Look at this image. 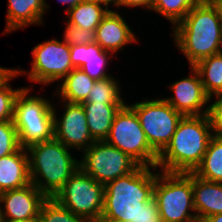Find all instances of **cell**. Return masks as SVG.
Here are the masks:
<instances>
[{
    "label": "cell",
    "instance_id": "d590c367",
    "mask_svg": "<svg viewBox=\"0 0 222 222\" xmlns=\"http://www.w3.org/2000/svg\"><path fill=\"white\" fill-rule=\"evenodd\" d=\"M0 222H38V220H10V219H0Z\"/></svg>",
    "mask_w": 222,
    "mask_h": 222
},
{
    "label": "cell",
    "instance_id": "277c9868",
    "mask_svg": "<svg viewBox=\"0 0 222 222\" xmlns=\"http://www.w3.org/2000/svg\"><path fill=\"white\" fill-rule=\"evenodd\" d=\"M68 149L55 138L26 148L31 155H28L30 181L47 198H53L79 168V161Z\"/></svg>",
    "mask_w": 222,
    "mask_h": 222
},
{
    "label": "cell",
    "instance_id": "f1b7e54d",
    "mask_svg": "<svg viewBox=\"0 0 222 222\" xmlns=\"http://www.w3.org/2000/svg\"><path fill=\"white\" fill-rule=\"evenodd\" d=\"M21 148L13 120L0 121V158Z\"/></svg>",
    "mask_w": 222,
    "mask_h": 222
},
{
    "label": "cell",
    "instance_id": "7a4b0ae2",
    "mask_svg": "<svg viewBox=\"0 0 222 222\" xmlns=\"http://www.w3.org/2000/svg\"><path fill=\"white\" fill-rule=\"evenodd\" d=\"M173 37L190 66L222 52V9L218 1L203 0L175 25Z\"/></svg>",
    "mask_w": 222,
    "mask_h": 222
},
{
    "label": "cell",
    "instance_id": "f546056e",
    "mask_svg": "<svg viewBox=\"0 0 222 222\" xmlns=\"http://www.w3.org/2000/svg\"><path fill=\"white\" fill-rule=\"evenodd\" d=\"M69 46L95 42V29H83L75 25H66L63 39Z\"/></svg>",
    "mask_w": 222,
    "mask_h": 222
},
{
    "label": "cell",
    "instance_id": "74e56055",
    "mask_svg": "<svg viewBox=\"0 0 222 222\" xmlns=\"http://www.w3.org/2000/svg\"><path fill=\"white\" fill-rule=\"evenodd\" d=\"M7 68H3L0 66V75L6 70Z\"/></svg>",
    "mask_w": 222,
    "mask_h": 222
},
{
    "label": "cell",
    "instance_id": "3957f363",
    "mask_svg": "<svg viewBox=\"0 0 222 222\" xmlns=\"http://www.w3.org/2000/svg\"><path fill=\"white\" fill-rule=\"evenodd\" d=\"M207 114L183 116L170 142L158 154L156 167L172 173H191L199 166L213 133Z\"/></svg>",
    "mask_w": 222,
    "mask_h": 222
},
{
    "label": "cell",
    "instance_id": "e0dca14e",
    "mask_svg": "<svg viewBox=\"0 0 222 222\" xmlns=\"http://www.w3.org/2000/svg\"><path fill=\"white\" fill-rule=\"evenodd\" d=\"M193 203L198 222L222 213V183L212 182L192 172Z\"/></svg>",
    "mask_w": 222,
    "mask_h": 222
},
{
    "label": "cell",
    "instance_id": "1f68e13d",
    "mask_svg": "<svg viewBox=\"0 0 222 222\" xmlns=\"http://www.w3.org/2000/svg\"><path fill=\"white\" fill-rule=\"evenodd\" d=\"M153 0H115V6H130L140 7L143 6L147 9H152Z\"/></svg>",
    "mask_w": 222,
    "mask_h": 222
},
{
    "label": "cell",
    "instance_id": "6da1fadb",
    "mask_svg": "<svg viewBox=\"0 0 222 222\" xmlns=\"http://www.w3.org/2000/svg\"><path fill=\"white\" fill-rule=\"evenodd\" d=\"M138 166L131 173L108 182L101 219L128 222H163L153 198L155 174Z\"/></svg>",
    "mask_w": 222,
    "mask_h": 222
},
{
    "label": "cell",
    "instance_id": "7402d4cb",
    "mask_svg": "<svg viewBox=\"0 0 222 222\" xmlns=\"http://www.w3.org/2000/svg\"><path fill=\"white\" fill-rule=\"evenodd\" d=\"M193 173L202 179L222 183V137H211L207 151Z\"/></svg>",
    "mask_w": 222,
    "mask_h": 222
},
{
    "label": "cell",
    "instance_id": "484cf974",
    "mask_svg": "<svg viewBox=\"0 0 222 222\" xmlns=\"http://www.w3.org/2000/svg\"><path fill=\"white\" fill-rule=\"evenodd\" d=\"M117 81L112 76L95 81L88 98L82 103L124 104Z\"/></svg>",
    "mask_w": 222,
    "mask_h": 222
},
{
    "label": "cell",
    "instance_id": "4dcf8cb0",
    "mask_svg": "<svg viewBox=\"0 0 222 222\" xmlns=\"http://www.w3.org/2000/svg\"><path fill=\"white\" fill-rule=\"evenodd\" d=\"M216 99L207 107V116L213 135L222 137V95H217Z\"/></svg>",
    "mask_w": 222,
    "mask_h": 222
},
{
    "label": "cell",
    "instance_id": "ba28073f",
    "mask_svg": "<svg viewBox=\"0 0 222 222\" xmlns=\"http://www.w3.org/2000/svg\"><path fill=\"white\" fill-rule=\"evenodd\" d=\"M105 187L80 167L53 197L76 216L99 222L104 205Z\"/></svg>",
    "mask_w": 222,
    "mask_h": 222
},
{
    "label": "cell",
    "instance_id": "4316f807",
    "mask_svg": "<svg viewBox=\"0 0 222 222\" xmlns=\"http://www.w3.org/2000/svg\"><path fill=\"white\" fill-rule=\"evenodd\" d=\"M203 0H153L152 9L166 17L172 24L179 23L187 13Z\"/></svg>",
    "mask_w": 222,
    "mask_h": 222
},
{
    "label": "cell",
    "instance_id": "9c48e42d",
    "mask_svg": "<svg viewBox=\"0 0 222 222\" xmlns=\"http://www.w3.org/2000/svg\"><path fill=\"white\" fill-rule=\"evenodd\" d=\"M135 111L150 146L159 154L170 142L183 115L163 99L136 102Z\"/></svg>",
    "mask_w": 222,
    "mask_h": 222
},
{
    "label": "cell",
    "instance_id": "8fae6325",
    "mask_svg": "<svg viewBox=\"0 0 222 222\" xmlns=\"http://www.w3.org/2000/svg\"><path fill=\"white\" fill-rule=\"evenodd\" d=\"M31 71L27 73L30 81L50 84L62 80L73 69L70 46L56 39L40 43L32 49Z\"/></svg>",
    "mask_w": 222,
    "mask_h": 222
},
{
    "label": "cell",
    "instance_id": "4fadbf2b",
    "mask_svg": "<svg viewBox=\"0 0 222 222\" xmlns=\"http://www.w3.org/2000/svg\"><path fill=\"white\" fill-rule=\"evenodd\" d=\"M47 197L33 184L0 193V219L38 220L42 204ZM4 210V211H3Z\"/></svg>",
    "mask_w": 222,
    "mask_h": 222
},
{
    "label": "cell",
    "instance_id": "83f0119b",
    "mask_svg": "<svg viewBox=\"0 0 222 222\" xmlns=\"http://www.w3.org/2000/svg\"><path fill=\"white\" fill-rule=\"evenodd\" d=\"M38 222H89L76 216L72 211L59 204L54 198H47L41 206Z\"/></svg>",
    "mask_w": 222,
    "mask_h": 222
},
{
    "label": "cell",
    "instance_id": "f35d334b",
    "mask_svg": "<svg viewBox=\"0 0 222 222\" xmlns=\"http://www.w3.org/2000/svg\"><path fill=\"white\" fill-rule=\"evenodd\" d=\"M218 1V3L220 4V7H221V9H222V0H217Z\"/></svg>",
    "mask_w": 222,
    "mask_h": 222
},
{
    "label": "cell",
    "instance_id": "603a6c76",
    "mask_svg": "<svg viewBox=\"0 0 222 222\" xmlns=\"http://www.w3.org/2000/svg\"><path fill=\"white\" fill-rule=\"evenodd\" d=\"M200 74L206 94L222 95V52L200 60L193 66Z\"/></svg>",
    "mask_w": 222,
    "mask_h": 222
},
{
    "label": "cell",
    "instance_id": "8d00e7d4",
    "mask_svg": "<svg viewBox=\"0 0 222 222\" xmlns=\"http://www.w3.org/2000/svg\"><path fill=\"white\" fill-rule=\"evenodd\" d=\"M99 222H128V221L111 220V219H100Z\"/></svg>",
    "mask_w": 222,
    "mask_h": 222
},
{
    "label": "cell",
    "instance_id": "d6a6232c",
    "mask_svg": "<svg viewBox=\"0 0 222 222\" xmlns=\"http://www.w3.org/2000/svg\"><path fill=\"white\" fill-rule=\"evenodd\" d=\"M81 2L83 3H96V4H99V5H103L105 7H107L110 3H112L113 5L115 4V0H81Z\"/></svg>",
    "mask_w": 222,
    "mask_h": 222
},
{
    "label": "cell",
    "instance_id": "d4e9b609",
    "mask_svg": "<svg viewBox=\"0 0 222 222\" xmlns=\"http://www.w3.org/2000/svg\"><path fill=\"white\" fill-rule=\"evenodd\" d=\"M25 70L6 69L0 75V121L13 120L14 101L22 88L12 89L8 82Z\"/></svg>",
    "mask_w": 222,
    "mask_h": 222
},
{
    "label": "cell",
    "instance_id": "30bf717a",
    "mask_svg": "<svg viewBox=\"0 0 222 222\" xmlns=\"http://www.w3.org/2000/svg\"><path fill=\"white\" fill-rule=\"evenodd\" d=\"M83 154L79 167L104 186L139 166L127 154L106 141H95Z\"/></svg>",
    "mask_w": 222,
    "mask_h": 222
},
{
    "label": "cell",
    "instance_id": "9a60e30c",
    "mask_svg": "<svg viewBox=\"0 0 222 222\" xmlns=\"http://www.w3.org/2000/svg\"><path fill=\"white\" fill-rule=\"evenodd\" d=\"M136 42V36L117 12L110 10L95 29V42L105 51L115 53Z\"/></svg>",
    "mask_w": 222,
    "mask_h": 222
},
{
    "label": "cell",
    "instance_id": "2e32d148",
    "mask_svg": "<svg viewBox=\"0 0 222 222\" xmlns=\"http://www.w3.org/2000/svg\"><path fill=\"white\" fill-rule=\"evenodd\" d=\"M108 54L109 52L103 50L96 42L70 46L73 67L80 68L95 81L110 77L104 70L108 57L112 55Z\"/></svg>",
    "mask_w": 222,
    "mask_h": 222
},
{
    "label": "cell",
    "instance_id": "5bb4252c",
    "mask_svg": "<svg viewBox=\"0 0 222 222\" xmlns=\"http://www.w3.org/2000/svg\"><path fill=\"white\" fill-rule=\"evenodd\" d=\"M191 72L193 75L190 77H185L171 84L170 88L175 95L164 100L183 116L205 115L208 108L203 110L202 107L210 102L211 98L204 90L199 72L194 67H191Z\"/></svg>",
    "mask_w": 222,
    "mask_h": 222
},
{
    "label": "cell",
    "instance_id": "5b68a950",
    "mask_svg": "<svg viewBox=\"0 0 222 222\" xmlns=\"http://www.w3.org/2000/svg\"><path fill=\"white\" fill-rule=\"evenodd\" d=\"M22 88L14 101L13 123L22 148L54 138V107L41 96H28Z\"/></svg>",
    "mask_w": 222,
    "mask_h": 222
},
{
    "label": "cell",
    "instance_id": "836d02e7",
    "mask_svg": "<svg viewBox=\"0 0 222 222\" xmlns=\"http://www.w3.org/2000/svg\"><path fill=\"white\" fill-rule=\"evenodd\" d=\"M202 222H222V213L208 216Z\"/></svg>",
    "mask_w": 222,
    "mask_h": 222
},
{
    "label": "cell",
    "instance_id": "d6986e66",
    "mask_svg": "<svg viewBox=\"0 0 222 222\" xmlns=\"http://www.w3.org/2000/svg\"><path fill=\"white\" fill-rule=\"evenodd\" d=\"M48 7L45 0H8L5 32L42 23Z\"/></svg>",
    "mask_w": 222,
    "mask_h": 222
},
{
    "label": "cell",
    "instance_id": "8992f818",
    "mask_svg": "<svg viewBox=\"0 0 222 222\" xmlns=\"http://www.w3.org/2000/svg\"><path fill=\"white\" fill-rule=\"evenodd\" d=\"M161 173L155 174L153 198L162 221L198 222L193 203L192 172ZM190 211H194V215Z\"/></svg>",
    "mask_w": 222,
    "mask_h": 222
},
{
    "label": "cell",
    "instance_id": "7c38bea8",
    "mask_svg": "<svg viewBox=\"0 0 222 222\" xmlns=\"http://www.w3.org/2000/svg\"><path fill=\"white\" fill-rule=\"evenodd\" d=\"M65 112L56 118L54 111V138L60 141L68 148L88 149L95 141L89 133L87 117L82 104L68 103L64 104Z\"/></svg>",
    "mask_w": 222,
    "mask_h": 222
},
{
    "label": "cell",
    "instance_id": "cb8c5ba5",
    "mask_svg": "<svg viewBox=\"0 0 222 222\" xmlns=\"http://www.w3.org/2000/svg\"><path fill=\"white\" fill-rule=\"evenodd\" d=\"M109 11L108 7L103 8L96 3L80 2L67 11L68 21L66 22L83 29H96Z\"/></svg>",
    "mask_w": 222,
    "mask_h": 222
},
{
    "label": "cell",
    "instance_id": "44dd1931",
    "mask_svg": "<svg viewBox=\"0 0 222 222\" xmlns=\"http://www.w3.org/2000/svg\"><path fill=\"white\" fill-rule=\"evenodd\" d=\"M61 81L60 89L57 93L60 95L61 99L67 100L68 103H78L84 102L93 87L95 80L89 77L80 68H74L67 76H65Z\"/></svg>",
    "mask_w": 222,
    "mask_h": 222
},
{
    "label": "cell",
    "instance_id": "ffe728a7",
    "mask_svg": "<svg viewBox=\"0 0 222 222\" xmlns=\"http://www.w3.org/2000/svg\"><path fill=\"white\" fill-rule=\"evenodd\" d=\"M87 117V125L94 141H105L115 115L125 104L81 103Z\"/></svg>",
    "mask_w": 222,
    "mask_h": 222
},
{
    "label": "cell",
    "instance_id": "ac0fdd59",
    "mask_svg": "<svg viewBox=\"0 0 222 222\" xmlns=\"http://www.w3.org/2000/svg\"><path fill=\"white\" fill-rule=\"evenodd\" d=\"M26 148L0 158V193L30 184Z\"/></svg>",
    "mask_w": 222,
    "mask_h": 222
},
{
    "label": "cell",
    "instance_id": "e575fe53",
    "mask_svg": "<svg viewBox=\"0 0 222 222\" xmlns=\"http://www.w3.org/2000/svg\"><path fill=\"white\" fill-rule=\"evenodd\" d=\"M59 2H61L63 5L64 4H69L68 8L66 9V11L70 10L71 8H73L74 6H76L77 4H79L81 2V0H58Z\"/></svg>",
    "mask_w": 222,
    "mask_h": 222
},
{
    "label": "cell",
    "instance_id": "52a82bcc",
    "mask_svg": "<svg viewBox=\"0 0 222 222\" xmlns=\"http://www.w3.org/2000/svg\"><path fill=\"white\" fill-rule=\"evenodd\" d=\"M105 141L127 154L139 166L157 165L158 153L150 146L135 111L126 103L115 115Z\"/></svg>",
    "mask_w": 222,
    "mask_h": 222
}]
</instances>
